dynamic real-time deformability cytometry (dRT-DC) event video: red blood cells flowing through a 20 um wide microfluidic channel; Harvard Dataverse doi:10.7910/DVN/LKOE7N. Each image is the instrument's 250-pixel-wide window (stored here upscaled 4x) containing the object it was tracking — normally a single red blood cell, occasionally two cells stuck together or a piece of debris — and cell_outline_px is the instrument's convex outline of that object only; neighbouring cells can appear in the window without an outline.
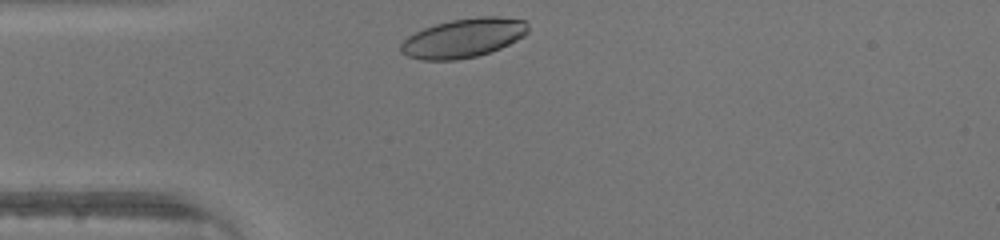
{"species": "human", "species_latin": "Homo sapiens", "temperature_condition": "warm", "stored_images_in_passage": 25, "camera_frame_rate_fps": 3000, "um_per_image_px": 0.085, "donor": {"sex": "male"}, "frame": {"image": 1, "passage_image": 1, "time_ms": 0.0, "image_size_px": [1000, 240], "cell_outline_px": [[528, 32], [524, 36], [500, 48], [476, 56], [456, 60], [424, 60], [408, 56], [400, 52], [400, 44], [408, 36], [424, 28], [436, 24], [452, 20], [480, 16], [496, 16], [524, 20], [528, 24]], "centroid_in_image_um": [39.39, 3.23], "position_along_channel_um": 45.6, "area_um2": 28.78}}
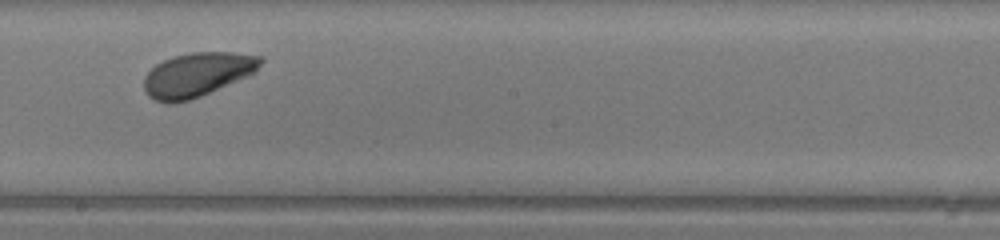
{"frame": {"image": 2, "passage_image": 15, "time_ms": 4.667, "image_size_px": [1000, 240], "cell_outline_px": [[264, 60], [256, 72], [248, 76], [200, 96], [188, 100], [168, 104], [156, 100], [148, 96], [144, 88], [144, 76], [156, 64], [172, 56], [192, 52], [232, 52], [264, 56]], "centroid_in_image_um": [16.79, 6.32], "position_along_channel_um": 231.4, "area_um2": 30.0}}
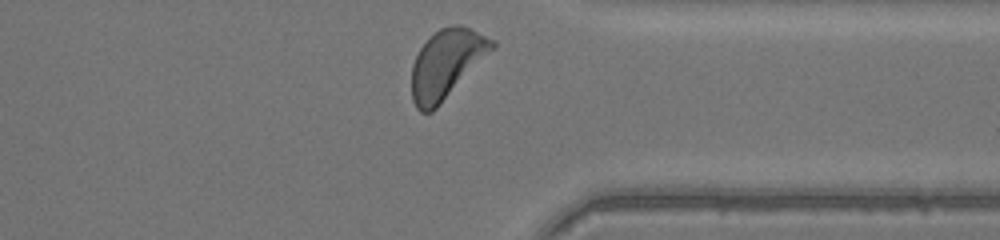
{"frame": {"image": 3, "passage_image": 25, "time_ms": 8.0, "image_size_px": [1000, 240], "cell_outline_px": [[496, 48], [432, 112], [420, 112], [416, 108], [412, 100], [412, 64], [420, 48], [440, 28], [452, 24], [460, 24], [492, 40], [496, 44]], "centroid_in_image_um": [37.95, 5.44], "position_along_channel_um": 373.4, "area_um2": 31.91}}